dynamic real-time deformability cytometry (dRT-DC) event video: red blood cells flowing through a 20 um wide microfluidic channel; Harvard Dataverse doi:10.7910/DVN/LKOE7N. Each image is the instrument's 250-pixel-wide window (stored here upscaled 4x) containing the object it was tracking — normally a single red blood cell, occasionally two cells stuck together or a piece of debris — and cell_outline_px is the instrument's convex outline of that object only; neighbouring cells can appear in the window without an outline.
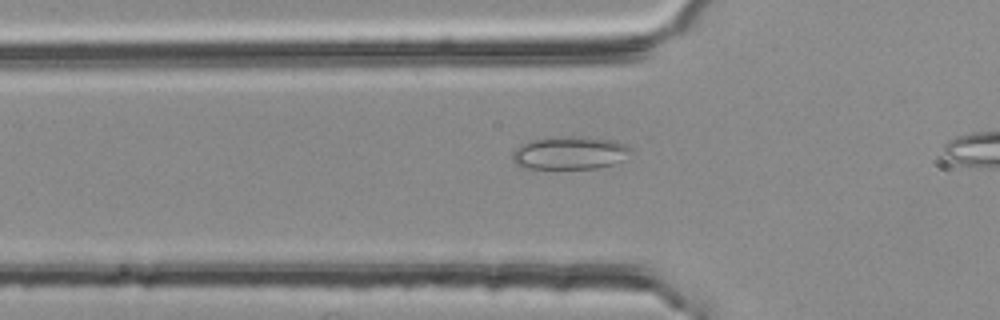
{"species": "common noctule bat (a hibernating species)", "species_latin": "Nyctalus noctula", "temperature_condition": "room temperature", "stored_images_in_passage": 38, "camera_frame_rate_fps": 3000, "um_per_image_px": 0.085, "animal": {"sex": "female", "body_mass_g": 25.1}, "frame": {"image": 1, "passage_image": 9, "time_ms": 2.667, "image_size_px": [1000, 320], "cell_outline_px": [[632, 152], [616, 164], [596, 168], [524, 168], [516, 164], [512, 160], [512, 152], [516, 148], [524, 144], [536, 140], [580, 136], [616, 140], [632, 148]], "centroid_in_image_um": [48.49, 13.01], "position_along_channel_um": 77.3, "area_um2": 22.43}}
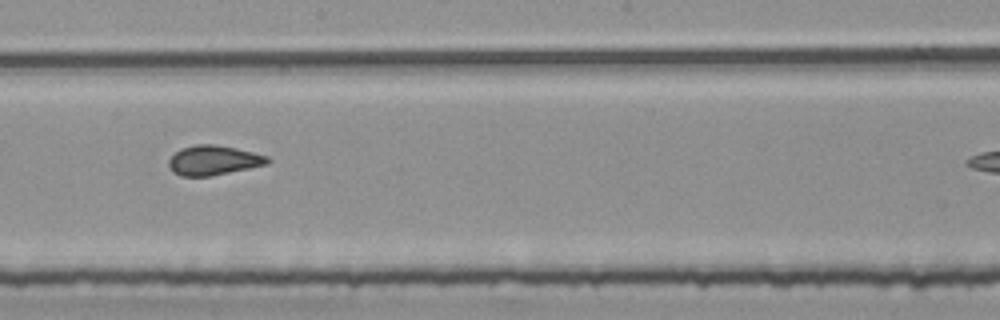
{"frame": {"image": 2, "passage_image": 21, "time_ms": 6.667, "image_size_px": [1000, 320], "cell_outline_px": [[272, 160], [268, 164], [208, 176], [180, 176], [172, 172], [168, 164], [168, 160], [180, 148], [196, 144], [212, 144], [236, 148], [268, 156]], "centroid_in_image_um": [18.13, 13.62], "position_along_channel_um": 230.1, "area_um2": 16.99}}
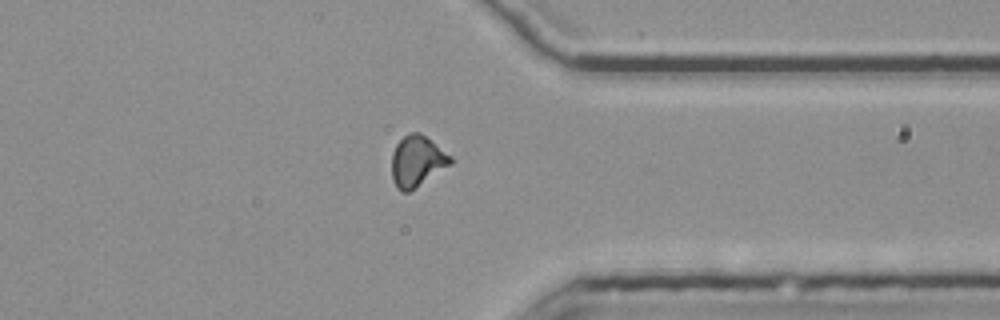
{"frame": {"image": 3, "passage_image": 33, "time_ms": 10.667, "image_size_px": [1000, 320], "cell_outline_px": [[452, 164], [408, 192], [400, 192], [396, 188], [392, 180], [392, 152], [396, 144], [408, 132], [420, 132], [452, 156]], "centroid_in_image_um": [35.44, 13.7], "position_along_channel_um": 376.0, "area_um2": 17.51}, "authors_computed_cell_mechanics": {"area_um2": 17.051, "velocity_mm_per_s": 3.8007, "shape_relaxation_time_tau1_ms": null, "shape_relaxation_time_tau2_ms": 1.1122, "deformation_change_tau1": null, "deformation_change_tau2": 0.0879}}